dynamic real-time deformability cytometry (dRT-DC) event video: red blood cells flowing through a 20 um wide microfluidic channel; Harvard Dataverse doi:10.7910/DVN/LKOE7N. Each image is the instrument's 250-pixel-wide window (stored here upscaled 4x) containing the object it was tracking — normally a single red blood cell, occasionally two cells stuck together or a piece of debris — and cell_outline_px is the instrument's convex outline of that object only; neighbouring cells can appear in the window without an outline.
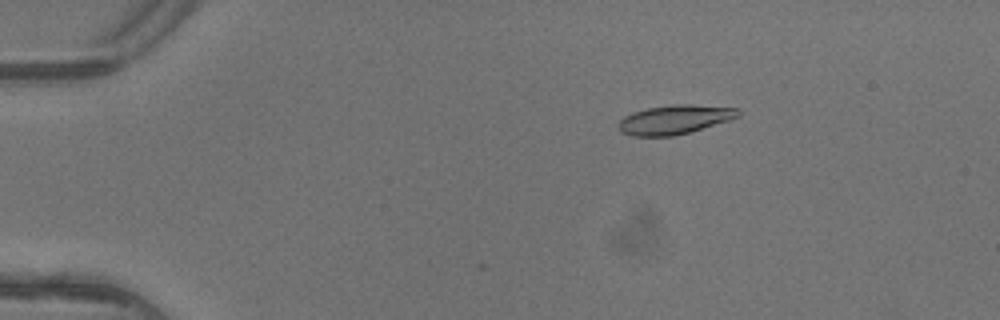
{"species": "common noctule bat (a hibernating species)", "species_latin": "Nyctalus noctula", "temperature_condition": "warm", "stored_images_in_passage": 6, "camera_frame_rate_fps": 3000, "um_per_image_px": 0.085, "animal": {"sex": "female"}, "frame": {"image": 1, "passage_image": 3, "time_ms": 0.667, "image_size_px": [1000, 320], "cell_outline_px": [[740, 116], [728, 120], [688, 132], [672, 136], [632, 136], [620, 132], [620, 120], [624, 116], [632, 112], [648, 108], [676, 104], [692, 104], [740, 108]], "centroid_in_image_um": [57.35, 10.15], "position_along_channel_um": 27.7, "area_um2": 20.11}}
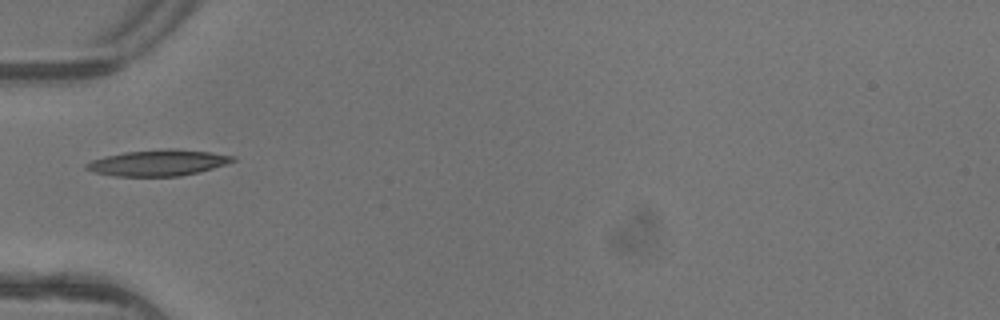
{"frame": {"image": 2, "passage_image": 5, "time_ms": 1.333, "image_size_px": [1000, 320], "cell_outline_px": [[236, 160], [200, 172], [180, 176], [116, 176], [96, 172], [84, 168], [84, 164], [92, 160], [124, 152], [168, 148], [172, 148], [212, 152], [236, 156]], "centroid_in_image_um": [13.47, 13.83], "position_along_channel_um": 71.5, "area_um2": 22.14}}